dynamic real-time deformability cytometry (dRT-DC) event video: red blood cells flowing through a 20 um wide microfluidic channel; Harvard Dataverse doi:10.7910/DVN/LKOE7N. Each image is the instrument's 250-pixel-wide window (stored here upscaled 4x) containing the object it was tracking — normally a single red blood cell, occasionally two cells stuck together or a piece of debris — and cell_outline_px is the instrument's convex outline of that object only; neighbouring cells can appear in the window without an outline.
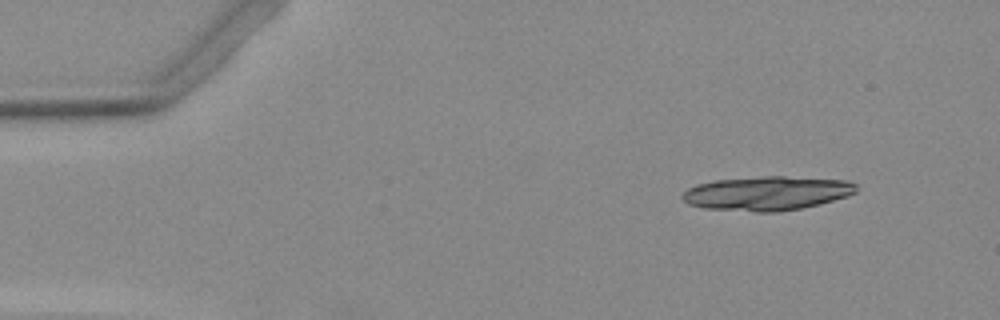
{"species": "Egyptian fruit bat (a non-hibernating species)", "species_latin": "Rousettus aegyptiacus", "temperature_condition": "warm", "stored_images_in_passage": 16, "camera_frame_rate_fps": 3000, "um_per_image_px": 0.085, "animal": {"sex": "female"}, "frame": {"image": 1, "passage_image": 1, "time_ms": 0.0, "image_size_px": [1000, 320], "cell_outline_px": [[856, 192], [848, 196], [800, 208], [776, 212], [756, 212], [704, 208], [688, 204], [680, 196], [688, 188], [696, 184], [716, 180], [764, 176], [784, 176], [848, 180], [856, 184]], "centroid_in_image_um": [65.17, 16.42], "position_along_channel_um": 19.8, "area_um2": 34.45}}